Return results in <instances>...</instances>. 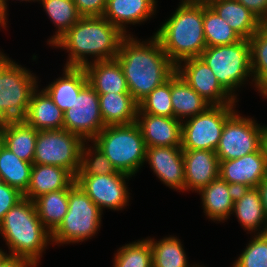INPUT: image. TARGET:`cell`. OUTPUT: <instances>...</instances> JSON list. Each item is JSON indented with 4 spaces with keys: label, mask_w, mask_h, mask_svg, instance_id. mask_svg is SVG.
I'll return each mask as SVG.
<instances>
[{
    "label": "cell",
    "mask_w": 267,
    "mask_h": 267,
    "mask_svg": "<svg viewBox=\"0 0 267 267\" xmlns=\"http://www.w3.org/2000/svg\"><path fill=\"white\" fill-rule=\"evenodd\" d=\"M251 48L252 82L267 98V23L249 39Z\"/></svg>",
    "instance_id": "obj_32"
},
{
    "label": "cell",
    "mask_w": 267,
    "mask_h": 267,
    "mask_svg": "<svg viewBox=\"0 0 267 267\" xmlns=\"http://www.w3.org/2000/svg\"><path fill=\"white\" fill-rule=\"evenodd\" d=\"M33 163L19 159L5 146L0 150V178L11 187L24 194L30 184Z\"/></svg>",
    "instance_id": "obj_31"
},
{
    "label": "cell",
    "mask_w": 267,
    "mask_h": 267,
    "mask_svg": "<svg viewBox=\"0 0 267 267\" xmlns=\"http://www.w3.org/2000/svg\"><path fill=\"white\" fill-rule=\"evenodd\" d=\"M91 143L110 160L116 171L130 176L145 162L147 147L136 122L105 126Z\"/></svg>",
    "instance_id": "obj_5"
},
{
    "label": "cell",
    "mask_w": 267,
    "mask_h": 267,
    "mask_svg": "<svg viewBox=\"0 0 267 267\" xmlns=\"http://www.w3.org/2000/svg\"><path fill=\"white\" fill-rule=\"evenodd\" d=\"M267 126L242 117L236 110L226 119L215 153L219 161L241 158L256 152L262 146L263 133Z\"/></svg>",
    "instance_id": "obj_11"
},
{
    "label": "cell",
    "mask_w": 267,
    "mask_h": 267,
    "mask_svg": "<svg viewBox=\"0 0 267 267\" xmlns=\"http://www.w3.org/2000/svg\"><path fill=\"white\" fill-rule=\"evenodd\" d=\"M149 39L140 42L133 35H126L115 57L122 67L129 93L137 103L176 72V65L159 40L155 36Z\"/></svg>",
    "instance_id": "obj_1"
},
{
    "label": "cell",
    "mask_w": 267,
    "mask_h": 267,
    "mask_svg": "<svg viewBox=\"0 0 267 267\" xmlns=\"http://www.w3.org/2000/svg\"><path fill=\"white\" fill-rule=\"evenodd\" d=\"M235 104L210 105L205 111L182 121V150H210L218 147L226 119Z\"/></svg>",
    "instance_id": "obj_10"
},
{
    "label": "cell",
    "mask_w": 267,
    "mask_h": 267,
    "mask_svg": "<svg viewBox=\"0 0 267 267\" xmlns=\"http://www.w3.org/2000/svg\"><path fill=\"white\" fill-rule=\"evenodd\" d=\"M0 25L5 27V1L0 0Z\"/></svg>",
    "instance_id": "obj_45"
},
{
    "label": "cell",
    "mask_w": 267,
    "mask_h": 267,
    "mask_svg": "<svg viewBox=\"0 0 267 267\" xmlns=\"http://www.w3.org/2000/svg\"><path fill=\"white\" fill-rule=\"evenodd\" d=\"M256 15L264 24L267 23V0H237Z\"/></svg>",
    "instance_id": "obj_42"
},
{
    "label": "cell",
    "mask_w": 267,
    "mask_h": 267,
    "mask_svg": "<svg viewBox=\"0 0 267 267\" xmlns=\"http://www.w3.org/2000/svg\"><path fill=\"white\" fill-rule=\"evenodd\" d=\"M203 30L206 47L231 45L242 39L208 4H203Z\"/></svg>",
    "instance_id": "obj_34"
},
{
    "label": "cell",
    "mask_w": 267,
    "mask_h": 267,
    "mask_svg": "<svg viewBox=\"0 0 267 267\" xmlns=\"http://www.w3.org/2000/svg\"><path fill=\"white\" fill-rule=\"evenodd\" d=\"M185 191L199 192L219 177V160L215 151L183 150Z\"/></svg>",
    "instance_id": "obj_18"
},
{
    "label": "cell",
    "mask_w": 267,
    "mask_h": 267,
    "mask_svg": "<svg viewBox=\"0 0 267 267\" xmlns=\"http://www.w3.org/2000/svg\"><path fill=\"white\" fill-rule=\"evenodd\" d=\"M4 146V138L2 133V122H0V150Z\"/></svg>",
    "instance_id": "obj_49"
},
{
    "label": "cell",
    "mask_w": 267,
    "mask_h": 267,
    "mask_svg": "<svg viewBox=\"0 0 267 267\" xmlns=\"http://www.w3.org/2000/svg\"><path fill=\"white\" fill-rule=\"evenodd\" d=\"M149 242L152 247L153 267H189L180 239L169 236L157 242L149 238Z\"/></svg>",
    "instance_id": "obj_35"
},
{
    "label": "cell",
    "mask_w": 267,
    "mask_h": 267,
    "mask_svg": "<svg viewBox=\"0 0 267 267\" xmlns=\"http://www.w3.org/2000/svg\"><path fill=\"white\" fill-rule=\"evenodd\" d=\"M92 145L93 147H87L83 143L80 170L77 175H109L115 173L116 169L110 160L94 144Z\"/></svg>",
    "instance_id": "obj_38"
},
{
    "label": "cell",
    "mask_w": 267,
    "mask_h": 267,
    "mask_svg": "<svg viewBox=\"0 0 267 267\" xmlns=\"http://www.w3.org/2000/svg\"><path fill=\"white\" fill-rule=\"evenodd\" d=\"M84 69L88 83L98 94L129 93L122 67L116 59L90 62Z\"/></svg>",
    "instance_id": "obj_24"
},
{
    "label": "cell",
    "mask_w": 267,
    "mask_h": 267,
    "mask_svg": "<svg viewBox=\"0 0 267 267\" xmlns=\"http://www.w3.org/2000/svg\"><path fill=\"white\" fill-rule=\"evenodd\" d=\"M0 233L10 250L9 256L29 259L36 265L52 242L51 233L38 217L35 202L27 198L6 213L0 222Z\"/></svg>",
    "instance_id": "obj_4"
},
{
    "label": "cell",
    "mask_w": 267,
    "mask_h": 267,
    "mask_svg": "<svg viewBox=\"0 0 267 267\" xmlns=\"http://www.w3.org/2000/svg\"><path fill=\"white\" fill-rule=\"evenodd\" d=\"M233 213L236 214L235 216L245 230L255 232V234L267 233L266 215L257 187L237 190Z\"/></svg>",
    "instance_id": "obj_22"
},
{
    "label": "cell",
    "mask_w": 267,
    "mask_h": 267,
    "mask_svg": "<svg viewBox=\"0 0 267 267\" xmlns=\"http://www.w3.org/2000/svg\"><path fill=\"white\" fill-rule=\"evenodd\" d=\"M24 198L16 188L4 183L0 178V222L6 213Z\"/></svg>",
    "instance_id": "obj_40"
},
{
    "label": "cell",
    "mask_w": 267,
    "mask_h": 267,
    "mask_svg": "<svg viewBox=\"0 0 267 267\" xmlns=\"http://www.w3.org/2000/svg\"><path fill=\"white\" fill-rule=\"evenodd\" d=\"M4 146L19 159L33 163L38 130L23 120L2 122Z\"/></svg>",
    "instance_id": "obj_29"
},
{
    "label": "cell",
    "mask_w": 267,
    "mask_h": 267,
    "mask_svg": "<svg viewBox=\"0 0 267 267\" xmlns=\"http://www.w3.org/2000/svg\"><path fill=\"white\" fill-rule=\"evenodd\" d=\"M37 265L29 259L9 256L0 267H36Z\"/></svg>",
    "instance_id": "obj_43"
},
{
    "label": "cell",
    "mask_w": 267,
    "mask_h": 267,
    "mask_svg": "<svg viewBox=\"0 0 267 267\" xmlns=\"http://www.w3.org/2000/svg\"><path fill=\"white\" fill-rule=\"evenodd\" d=\"M51 21L58 28L48 40L52 46L82 17L73 0H39Z\"/></svg>",
    "instance_id": "obj_33"
},
{
    "label": "cell",
    "mask_w": 267,
    "mask_h": 267,
    "mask_svg": "<svg viewBox=\"0 0 267 267\" xmlns=\"http://www.w3.org/2000/svg\"><path fill=\"white\" fill-rule=\"evenodd\" d=\"M176 72L210 105L238 102L220 85L212 69L200 57L181 61Z\"/></svg>",
    "instance_id": "obj_14"
},
{
    "label": "cell",
    "mask_w": 267,
    "mask_h": 267,
    "mask_svg": "<svg viewBox=\"0 0 267 267\" xmlns=\"http://www.w3.org/2000/svg\"><path fill=\"white\" fill-rule=\"evenodd\" d=\"M180 3L174 14L154 33L176 66L183 60L199 57L206 48L203 4Z\"/></svg>",
    "instance_id": "obj_3"
},
{
    "label": "cell",
    "mask_w": 267,
    "mask_h": 267,
    "mask_svg": "<svg viewBox=\"0 0 267 267\" xmlns=\"http://www.w3.org/2000/svg\"><path fill=\"white\" fill-rule=\"evenodd\" d=\"M236 193L237 189L234 186L218 177L198 193L201 195L203 212L213 221L229 219Z\"/></svg>",
    "instance_id": "obj_23"
},
{
    "label": "cell",
    "mask_w": 267,
    "mask_h": 267,
    "mask_svg": "<svg viewBox=\"0 0 267 267\" xmlns=\"http://www.w3.org/2000/svg\"><path fill=\"white\" fill-rule=\"evenodd\" d=\"M82 17L103 16L107 0H73Z\"/></svg>",
    "instance_id": "obj_41"
},
{
    "label": "cell",
    "mask_w": 267,
    "mask_h": 267,
    "mask_svg": "<svg viewBox=\"0 0 267 267\" xmlns=\"http://www.w3.org/2000/svg\"><path fill=\"white\" fill-rule=\"evenodd\" d=\"M137 113L173 117L171 103V77L164 84L156 87L138 103Z\"/></svg>",
    "instance_id": "obj_37"
},
{
    "label": "cell",
    "mask_w": 267,
    "mask_h": 267,
    "mask_svg": "<svg viewBox=\"0 0 267 267\" xmlns=\"http://www.w3.org/2000/svg\"><path fill=\"white\" fill-rule=\"evenodd\" d=\"M113 267H153L152 247L149 239L122 246L114 255Z\"/></svg>",
    "instance_id": "obj_36"
},
{
    "label": "cell",
    "mask_w": 267,
    "mask_h": 267,
    "mask_svg": "<svg viewBox=\"0 0 267 267\" xmlns=\"http://www.w3.org/2000/svg\"><path fill=\"white\" fill-rule=\"evenodd\" d=\"M257 189L260 194L267 221V177L258 184Z\"/></svg>",
    "instance_id": "obj_44"
},
{
    "label": "cell",
    "mask_w": 267,
    "mask_h": 267,
    "mask_svg": "<svg viewBox=\"0 0 267 267\" xmlns=\"http://www.w3.org/2000/svg\"><path fill=\"white\" fill-rule=\"evenodd\" d=\"M99 95V106L105 126L128 125L136 122L138 103L130 93Z\"/></svg>",
    "instance_id": "obj_28"
},
{
    "label": "cell",
    "mask_w": 267,
    "mask_h": 267,
    "mask_svg": "<svg viewBox=\"0 0 267 267\" xmlns=\"http://www.w3.org/2000/svg\"><path fill=\"white\" fill-rule=\"evenodd\" d=\"M138 124L146 147H181L182 122L174 117L137 113Z\"/></svg>",
    "instance_id": "obj_17"
},
{
    "label": "cell",
    "mask_w": 267,
    "mask_h": 267,
    "mask_svg": "<svg viewBox=\"0 0 267 267\" xmlns=\"http://www.w3.org/2000/svg\"><path fill=\"white\" fill-rule=\"evenodd\" d=\"M156 0H107L103 17L115 25L124 35L128 24L145 22L156 12ZM127 24V25H126Z\"/></svg>",
    "instance_id": "obj_19"
},
{
    "label": "cell",
    "mask_w": 267,
    "mask_h": 267,
    "mask_svg": "<svg viewBox=\"0 0 267 267\" xmlns=\"http://www.w3.org/2000/svg\"><path fill=\"white\" fill-rule=\"evenodd\" d=\"M63 116V129L79 135L86 144L105 128L99 95L89 83L80 90L72 107L66 110Z\"/></svg>",
    "instance_id": "obj_12"
},
{
    "label": "cell",
    "mask_w": 267,
    "mask_h": 267,
    "mask_svg": "<svg viewBox=\"0 0 267 267\" xmlns=\"http://www.w3.org/2000/svg\"><path fill=\"white\" fill-rule=\"evenodd\" d=\"M199 57L212 69L220 85L236 100L234 91L248 81L247 77L252 76L249 40L206 47Z\"/></svg>",
    "instance_id": "obj_7"
},
{
    "label": "cell",
    "mask_w": 267,
    "mask_h": 267,
    "mask_svg": "<svg viewBox=\"0 0 267 267\" xmlns=\"http://www.w3.org/2000/svg\"><path fill=\"white\" fill-rule=\"evenodd\" d=\"M171 103L173 117L181 122L205 111L210 104L175 72L171 76Z\"/></svg>",
    "instance_id": "obj_27"
},
{
    "label": "cell",
    "mask_w": 267,
    "mask_h": 267,
    "mask_svg": "<svg viewBox=\"0 0 267 267\" xmlns=\"http://www.w3.org/2000/svg\"><path fill=\"white\" fill-rule=\"evenodd\" d=\"M84 142L64 129L38 131L33 164L63 167L76 177Z\"/></svg>",
    "instance_id": "obj_9"
},
{
    "label": "cell",
    "mask_w": 267,
    "mask_h": 267,
    "mask_svg": "<svg viewBox=\"0 0 267 267\" xmlns=\"http://www.w3.org/2000/svg\"><path fill=\"white\" fill-rule=\"evenodd\" d=\"M212 0H182V3L208 4Z\"/></svg>",
    "instance_id": "obj_47"
},
{
    "label": "cell",
    "mask_w": 267,
    "mask_h": 267,
    "mask_svg": "<svg viewBox=\"0 0 267 267\" xmlns=\"http://www.w3.org/2000/svg\"><path fill=\"white\" fill-rule=\"evenodd\" d=\"M130 177L116 171L109 175H76L75 182L101 210L108 208L119 211L129 202L126 181Z\"/></svg>",
    "instance_id": "obj_13"
},
{
    "label": "cell",
    "mask_w": 267,
    "mask_h": 267,
    "mask_svg": "<svg viewBox=\"0 0 267 267\" xmlns=\"http://www.w3.org/2000/svg\"><path fill=\"white\" fill-rule=\"evenodd\" d=\"M74 182L75 177L63 167L33 164L30 184L23 196L34 201L42 194L68 189Z\"/></svg>",
    "instance_id": "obj_20"
},
{
    "label": "cell",
    "mask_w": 267,
    "mask_h": 267,
    "mask_svg": "<svg viewBox=\"0 0 267 267\" xmlns=\"http://www.w3.org/2000/svg\"><path fill=\"white\" fill-rule=\"evenodd\" d=\"M219 177L237 190L257 187L267 177L263 147L241 158L219 161Z\"/></svg>",
    "instance_id": "obj_15"
},
{
    "label": "cell",
    "mask_w": 267,
    "mask_h": 267,
    "mask_svg": "<svg viewBox=\"0 0 267 267\" xmlns=\"http://www.w3.org/2000/svg\"><path fill=\"white\" fill-rule=\"evenodd\" d=\"M0 52V122L23 120L37 77Z\"/></svg>",
    "instance_id": "obj_6"
},
{
    "label": "cell",
    "mask_w": 267,
    "mask_h": 267,
    "mask_svg": "<svg viewBox=\"0 0 267 267\" xmlns=\"http://www.w3.org/2000/svg\"><path fill=\"white\" fill-rule=\"evenodd\" d=\"M208 5L242 38L249 40L264 24L237 0H212Z\"/></svg>",
    "instance_id": "obj_25"
},
{
    "label": "cell",
    "mask_w": 267,
    "mask_h": 267,
    "mask_svg": "<svg viewBox=\"0 0 267 267\" xmlns=\"http://www.w3.org/2000/svg\"><path fill=\"white\" fill-rule=\"evenodd\" d=\"M233 267H267V233L252 237Z\"/></svg>",
    "instance_id": "obj_39"
},
{
    "label": "cell",
    "mask_w": 267,
    "mask_h": 267,
    "mask_svg": "<svg viewBox=\"0 0 267 267\" xmlns=\"http://www.w3.org/2000/svg\"><path fill=\"white\" fill-rule=\"evenodd\" d=\"M0 249V265L9 257V254Z\"/></svg>",
    "instance_id": "obj_48"
},
{
    "label": "cell",
    "mask_w": 267,
    "mask_h": 267,
    "mask_svg": "<svg viewBox=\"0 0 267 267\" xmlns=\"http://www.w3.org/2000/svg\"><path fill=\"white\" fill-rule=\"evenodd\" d=\"M63 77L56 79L43 90L63 111L72 107L80 90L88 83L84 67H64Z\"/></svg>",
    "instance_id": "obj_26"
},
{
    "label": "cell",
    "mask_w": 267,
    "mask_h": 267,
    "mask_svg": "<svg viewBox=\"0 0 267 267\" xmlns=\"http://www.w3.org/2000/svg\"><path fill=\"white\" fill-rule=\"evenodd\" d=\"M4 1H5V28H6V25H7V23H6L7 22V15H8L7 14V2H6L7 0H4ZM21 1H28V2L29 1H33L34 2V1H39V0H21Z\"/></svg>",
    "instance_id": "obj_50"
},
{
    "label": "cell",
    "mask_w": 267,
    "mask_h": 267,
    "mask_svg": "<svg viewBox=\"0 0 267 267\" xmlns=\"http://www.w3.org/2000/svg\"><path fill=\"white\" fill-rule=\"evenodd\" d=\"M262 147L266 155V164H267V128L265 129L262 137Z\"/></svg>",
    "instance_id": "obj_46"
},
{
    "label": "cell",
    "mask_w": 267,
    "mask_h": 267,
    "mask_svg": "<svg viewBox=\"0 0 267 267\" xmlns=\"http://www.w3.org/2000/svg\"><path fill=\"white\" fill-rule=\"evenodd\" d=\"M102 211L74 182L69 187L67 214L51 233V241L61 245L91 239L100 229Z\"/></svg>",
    "instance_id": "obj_8"
},
{
    "label": "cell",
    "mask_w": 267,
    "mask_h": 267,
    "mask_svg": "<svg viewBox=\"0 0 267 267\" xmlns=\"http://www.w3.org/2000/svg\"><path fill=\"white\" fill-rule=\"evenodd\" d=\"M38 91L32 92L23 121L38 131L63 129V111L43 89Z\"/></svg>",
    "instance_id": "obj_21"
},
{
    "label": "cell",
    "mask_w": 267,
    "mask_h": 267,
    "mask_svg": "<svg viewBox=\"0 0 267 267\" xmlns=\"http://www.w3.org/2000/svg\"><path fill=\"white\" fill-rule=\"evenodd\" d=\"M125 36L103 16H88L81 17L53 46L69 53L66 67H85L89 55L94 57L91 62L115 59Z\"/></svg>",
    "instance_id": "obj_2"
},
{
    "label": "cell",
    "mask_w": 267,
    "mask_h": 267,
    "mask_svg": "<svg viewBox=\"0 0 267 267\" xmlns=\"http://www.w3.org/2000/svg\"><path fill=\"white\" fill-rule=\"evenodd\" d=\"M145 161L169 188L185 191V171L181 147H147Z\"/></svg>",
    "instance_id": "obj_16"
},
{
    "label": "cell",
    "mask_w": 267,
    "mask_h": 267,
    "mask_svg": "<svg viewBox=\"0 0 267 267\" xmlns=\"http://www.w3.org/2000/svg\"><path fill=\"white\" fill-rule=\"evenodd\" d=\"M68 197L69 188L42 194L34 200L38 217L50 233L61 224L67 214Z\"/></svg>",
    "instance_id": "obj_30"
}]
</instances>
